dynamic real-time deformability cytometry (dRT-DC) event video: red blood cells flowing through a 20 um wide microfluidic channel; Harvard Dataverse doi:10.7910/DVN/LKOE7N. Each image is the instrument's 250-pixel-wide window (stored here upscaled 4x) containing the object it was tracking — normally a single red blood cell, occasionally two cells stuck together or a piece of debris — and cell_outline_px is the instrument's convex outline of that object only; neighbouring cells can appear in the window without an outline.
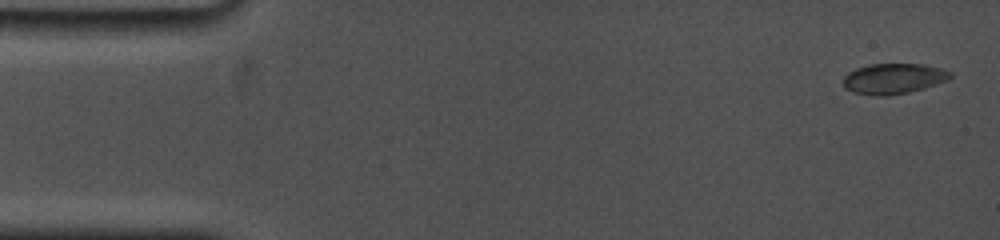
{"species": "common noctule bat (a hibernating species)", "species_latin": "Nyctalus noctula", "temperature_condition": "cold", "stored_images_in_passage": 7, "camera_frame_rate_fps": 5000, "um_per_image_px": 0.085, "animal": {"sex": "female", "body_mass_g": 19.0, "forearm_length_mm": 53.3}, "frame": {"image": 1, "passage_image": 1, "time_ms": 0.0, "image_size_px": [1000, 240], "cell_outline_px": [[952, 76], [948, 80], [924, 88], [908, 92], [888, 96], [876, 96], [852, 92], [844, 88], [844, 76], [848, 72], [856, 68], [868, 64], [924, 64], [940, 68], [952, 72]], "centroid_in_image_um": [75.94, 6.68], "position_along_channel_um": 9.1, "area_um2": 19.13}}
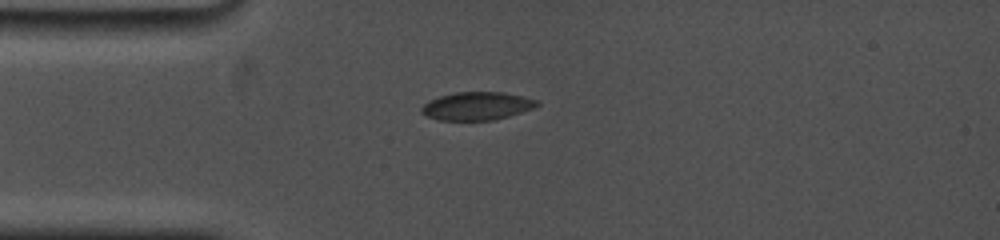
{"frame": {"image": 2, "passage_image": 5, "time_ms": 3.8, "image_size_px": [1000, 240], "cell_outline_px": [[540, 104], [532, 108], [508, 116], [492, 120], [440, 120], [428, 116], [420, 112], [420, 108], [424, 104], [440, 96], [456, 92], [504, 92], [540, 100]], "centroid_in_image_um": [40.56, 9.0], "position_along_channel_um": 44.4, "area_um2": 18.73}}
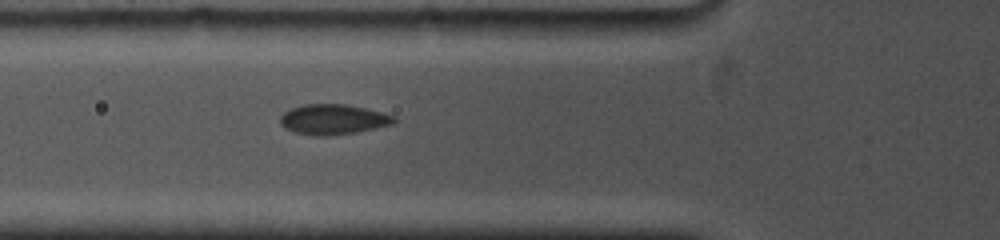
{"frame": {"image": 3, "passage_image": 7, "time_ms": 5.6, "image_size_px": [1000, 240], "cell_outline_px": [[396, 120], [392, 124], [356, 132], [328, 136], [316, 136], [296, 132], [284, 128], [280, 124], [280, 116], [284, 112], [292, 108], [304, 104], [344, 104], [364, 108], [396, 116]], "centroid_in_image_um": [28.29, 10.15], "position_along_channel_um": 97.5, "area_um2": 19.88}}